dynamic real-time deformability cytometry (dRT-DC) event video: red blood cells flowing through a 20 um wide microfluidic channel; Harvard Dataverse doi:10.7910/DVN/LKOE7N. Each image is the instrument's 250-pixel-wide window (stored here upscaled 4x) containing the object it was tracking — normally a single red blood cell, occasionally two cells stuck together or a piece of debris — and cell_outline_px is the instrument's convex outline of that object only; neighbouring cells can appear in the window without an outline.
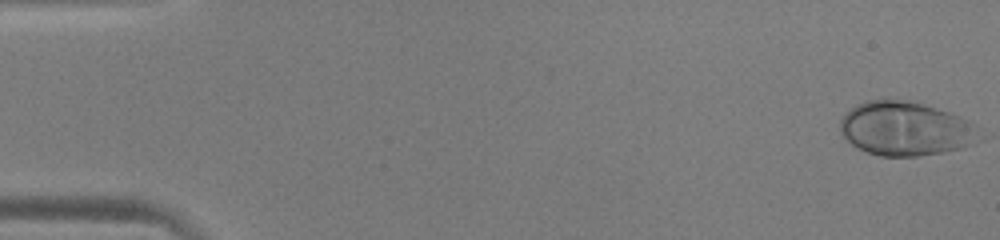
{"species": "human", "species_latin": "Homo sapiens", "temperature_condition": "warm", "stored_images_in_passage": 52, "camera_frame_rate_fps": 3000, "um_per_image_px": 0.085, "donor": {"sex": "male"}, "frame": {"image": 1, "passage_image": 1, "time_ms": 0.0, "image_size_px": [1000, 240], "cell_outline_px": [[972, 144], [960, 148], [944, 152], [916, 156], [880, 156], [856, 148], [840, 132], [840, 120], [856, 104], [868, 100], [908, 100], [924, 104], [972, 120]], "centroid_in_image_um": [76.88, 10.93], "position_along_channel_um": 8.1, "area_um2": 42.95}}
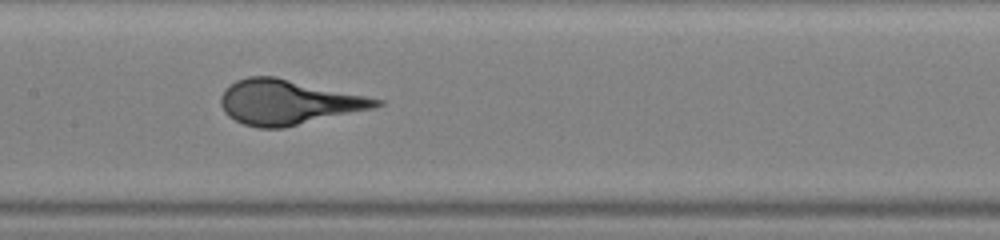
{"frame": {"image": 2, "passage_image": 26, "time_ms": 8.333, "image_size_px": [1000, 240], "cell_outline_px": [[384, 104], [372, 108], [284, 128], [260, 128], [244, 124], [228, 116], [224, 112], [220, 104], [220, 96], [224, 88], [236, 80], [248, 76], [276, 76], [384, 100]], "centroid_in_image_um": [24.44, 8.67], "position_along_channel_um": 183.0, "area_um2": 40.52}}
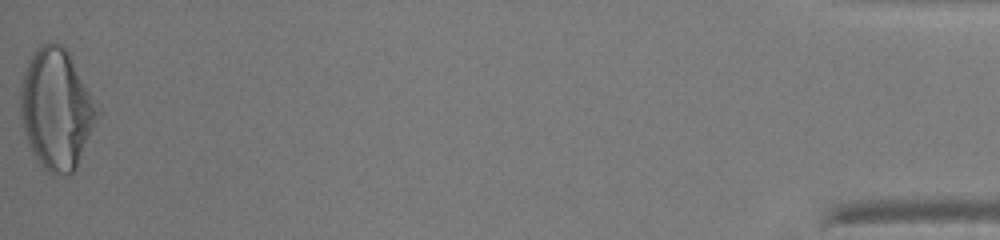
{"frame": {"image": 3, "passage_image": 52, "time_ms": 17.0, "image_size_px": [1000, 240], "cell_outline_px": [[104, 112], [76, 168], [68, 176], [52, 176], [44, 168], [32, 152], [24, 132], [20, 116], [20, 84], [28, 60], [32, 52], [40, 44], [60, 44], [68, 52]], "centroid_in_image_um": [4.85, 9.31], "position_along_channel_um": 430.3, "area_um2": 55.2}}